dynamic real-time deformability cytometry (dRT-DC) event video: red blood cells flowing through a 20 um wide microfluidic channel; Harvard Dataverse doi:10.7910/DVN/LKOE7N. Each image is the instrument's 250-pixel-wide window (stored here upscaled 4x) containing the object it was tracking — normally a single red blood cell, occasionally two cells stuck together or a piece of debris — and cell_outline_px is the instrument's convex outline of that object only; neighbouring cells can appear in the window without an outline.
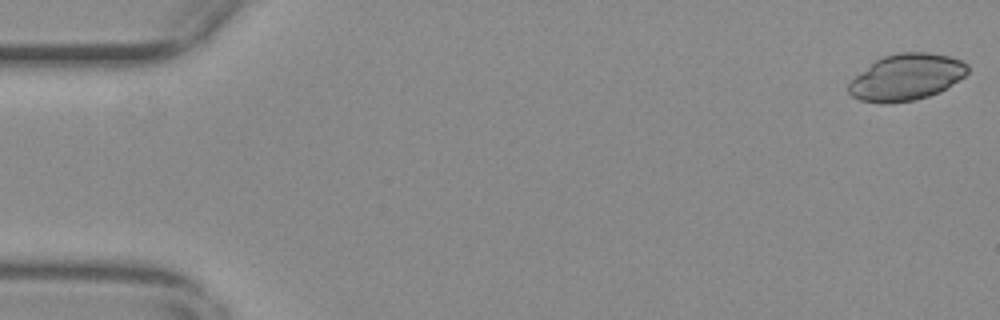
{"species": "common noctule bat (a hibernating species)", "species_latin": "Nyctalus noctula", "temperature_condition": "warm", "stored_images_in_passage": 4, "camera_frame_rate_fps": 3000, "um_per_image_px": 0.085, "animal": {"sex": "female", "body_mass_g": 29.2, "forearm_length_mm": 56.3}, "frame": {"image": 1, "passage_image": 1, "time_ms": 0.0, "image_size_px": [1000, 320], "cell_outline_px": [[968, 72], [964, 76], [940, 92], [916, 100], [888, 104], [880, 104], [860, 100], [852, 96], [848, 92], [848, 84], [856, 76], [876, 60], [884, 56], [900, 52], [928, 52], [948, 56], [960, 60], [968, 64]], "centroid_in_image_um": [77.04, 6.58], "position_along_channel_um": 8.0, "area_um2": 32.14}}